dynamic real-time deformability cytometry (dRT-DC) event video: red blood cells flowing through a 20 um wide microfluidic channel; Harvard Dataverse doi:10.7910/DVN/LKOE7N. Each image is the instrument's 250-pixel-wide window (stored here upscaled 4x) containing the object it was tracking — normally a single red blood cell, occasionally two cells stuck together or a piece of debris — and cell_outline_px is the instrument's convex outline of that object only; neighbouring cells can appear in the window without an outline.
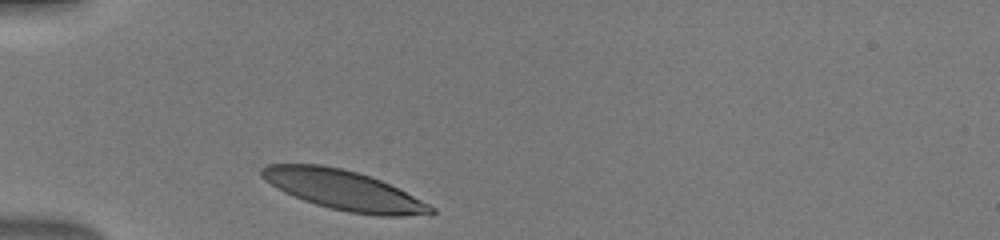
{"species": "human", "species_latin": "Homo sapiens", "temperature_condition": "warm", "stored_images_in_passage": 29, "camera_frame_rate_fps": 3000, "um_per_image_px": 0.085, "donor": {"sex": "male"}, "frame": {"image": 1, "passage_image": 1, "time_ms": 0.0, "image_size_px": [1000, 240], "cell_outline_px": [[436, 212], [432, 216], [380, 216], [348, 212], [316, 204], [304, 200], [284, 192], [276, 188], [264, 180], [260, 176], [260, 168], [268, 164], [320, 164], [340, 168], [356, 172], [380, 180], [436, 208]], "centroid_in_image_um": [29.21, 16.17], "position_along_channel_um": 55.8, "area_um2": 38.96}}
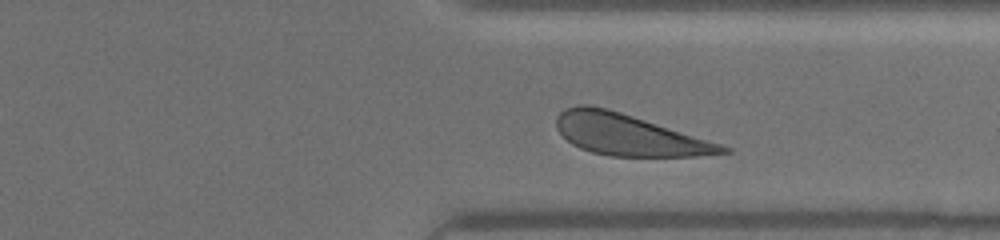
{"frame": {"image": 2, "passage_image": 25, "time_ms": 8.0, "image_size_px": [1000, 240], "cell_outline_px": [[732, 152], [700, 156], [608, 156], [592, 152], [580, 148], [572, 144], [556, 128], [556, 116], [564, 108], [576, 104], [588, 104], [608, 108], [720, 144], [732, 148]], "centroid_in_image_um": [53.39, 11.45], "position_along_channel_um": 358.0, "area_um2": 39.65}}
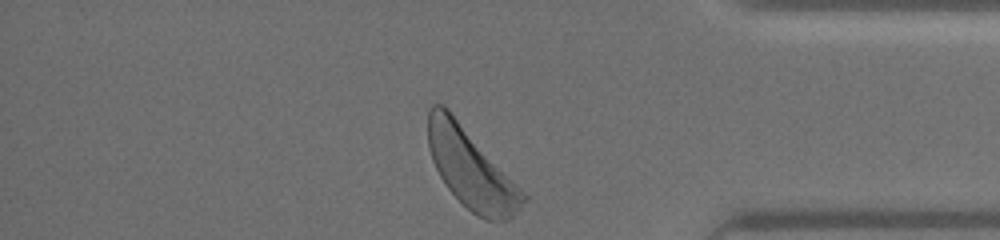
{"frame": {"image": 3, "passage_image": 29, "time_ms": 9.333, "image_size_px": [1000, 240], "cell_outline_px": [[528, 200], [512, 216], [504, 220], [484, 220], [476, 216], [448, 188], [440, 176], [432, 160], [428, 148], [428, 108], [432, 104], [440, 104], [448, 108], [528, 196]], "centroid_in_image_um": [40.03, 14.32], "position_along_channel_um": 395.2, "area_um2": 43.52}}